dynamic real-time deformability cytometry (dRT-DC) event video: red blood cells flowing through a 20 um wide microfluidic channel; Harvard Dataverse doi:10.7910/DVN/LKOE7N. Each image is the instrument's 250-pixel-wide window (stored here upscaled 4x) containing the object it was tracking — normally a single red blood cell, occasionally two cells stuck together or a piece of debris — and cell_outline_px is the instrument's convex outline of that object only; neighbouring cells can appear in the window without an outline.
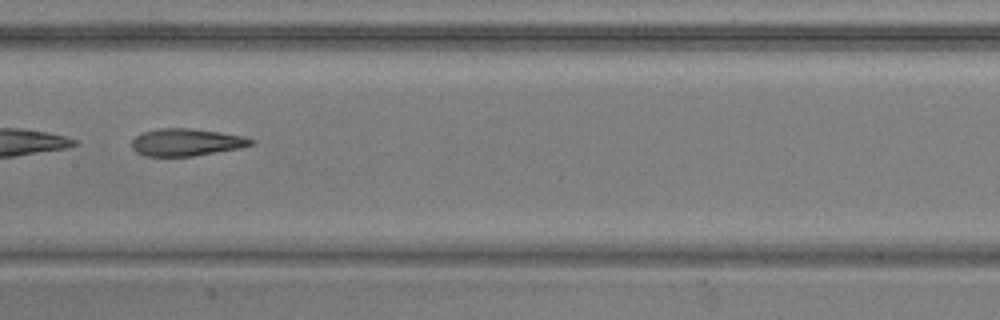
{"species": "common noctule bat (a hibernating species)", "species_latin": "Nyctalus noctula", "temperature_condition": "warm", "stored_images_in_passage": 36, "camera_frame_rate_fps": 3000, "um_per_image_px": 0.085, "animal": {"sex": "male", "body_mass_g": 20.5, "forearm_length_mm": 52.5}, "frame": {"image": 1, "passage_image": 11, "time_ms": 3.333, "image_size_px": [1000, 320], "cell_outline_px": [[256, 144], [240, 148], [192, 156], [144, 156], [136, 152], [132, 148], [132, 140], [140, 132], [160, 128], [192, 128], [220, 132], [244, 136], [256, 140]], "centroid_in_image_um": [15.85, 12.08], "position_along_channel_um": 191.5, "area_um2": 19.19}, "authors_computed_cell_mechanics": {"area_um2": 19.4786, "velocity_mm_per_s": 3.8335, "shape_relaxation_time_tau1_ms": 7.4077, "shape_relaxation_time_tau2_ms": 4.6916, "deformation_change_tau1": 0.2172, "deformation_change_tau2": 0.1711}}